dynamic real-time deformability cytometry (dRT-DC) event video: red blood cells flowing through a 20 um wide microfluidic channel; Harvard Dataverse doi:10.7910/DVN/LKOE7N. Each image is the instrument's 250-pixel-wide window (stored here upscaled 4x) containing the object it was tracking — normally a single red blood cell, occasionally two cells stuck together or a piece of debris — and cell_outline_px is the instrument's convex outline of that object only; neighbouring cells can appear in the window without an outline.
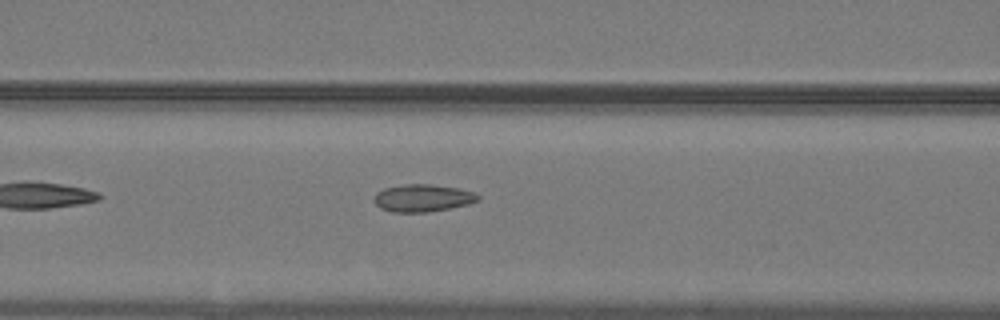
{"species": "common noctule bat (a hibernating species)", "species_latin": "Nyctalus noctula", "temperature_condition": "warm", "stored_images_in_passage": 17, "camera_frame_rate_fps": 3000, "um_per_image_px": 0.085, "animal": {"sex": "male", "body_mass_g": 19.2, "forearm_length_mm": 51.8}, "frame": {"image": 1, "passage_image": 7, "time_ms": 2.0, "image_size_px": [1000, 320], "cell_outline_px": [[480, 200], [468, 204], [428, 212], [392, 212], [380, 208], [376, 204], [376, 192], [384, 188], [404, 184], [428, 184], [460, 188], [472, 192], [480, 196]], "centroid_in_image_um": [35.94, 16.83], "position_along_channel_um": 130.7, "area_um2": 16.47}}
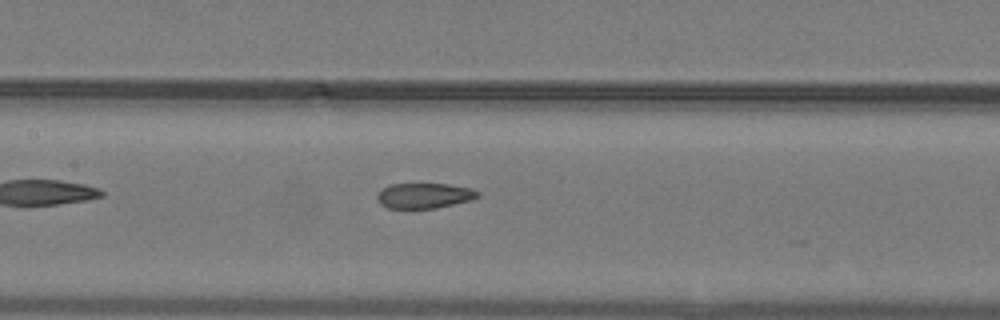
{"frame": {"image": 2, "passage_image": 10, "time_ms": 3.0, "image_size_px": [1000, 320], "cell_outline_px": [[480, 196], [472, 200], [436, 208], [388, 208], [380, 204], [376, 196], [380, 188], [392, 184], [448, 184], [472, 188], [480, 192]], "centroid_in_image_um": [36.07, 16.62], "position_along_channel_um": 171.3, "area_um2": 14.97}}
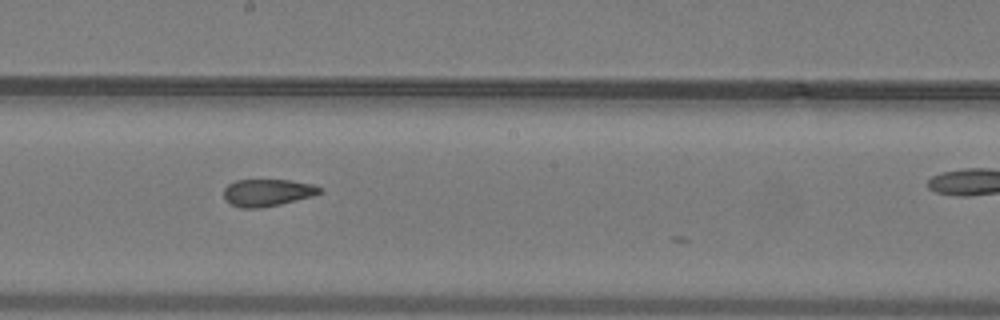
{"frame": {"image": 3, "passage_image": 14, "time_ms": 4.333, "image_size_px": [1000, 320], "cell_outline_px": [[324, 192], [312, 196], [280, 204], [260, 208], [240, 208], [232, 204], [224, 196], [224, 188], [228, 184], [236, 180], [288, 180], [312, 184], [324, 188]], "centroid_in_image_um": [22.77, 16.36], "position_along_channel_um": 225.4, "area_um2": 15.14}}